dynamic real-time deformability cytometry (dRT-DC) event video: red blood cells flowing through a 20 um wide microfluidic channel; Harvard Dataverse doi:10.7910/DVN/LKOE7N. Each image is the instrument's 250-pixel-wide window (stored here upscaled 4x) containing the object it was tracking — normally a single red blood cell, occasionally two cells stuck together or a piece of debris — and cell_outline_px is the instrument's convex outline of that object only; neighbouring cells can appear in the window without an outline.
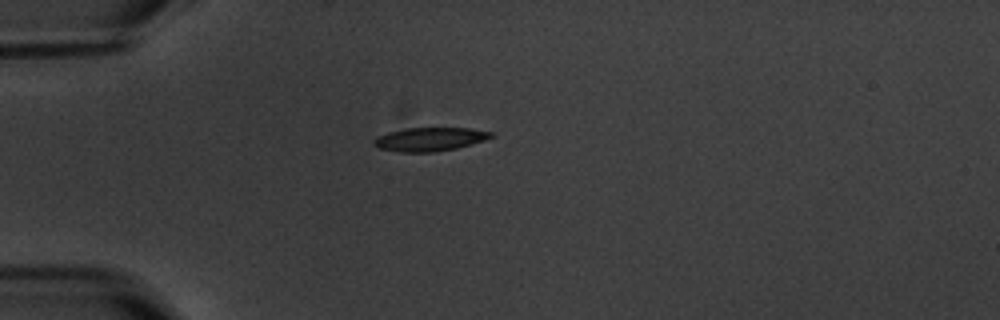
{"species": "common noctule bat (a hibernating species)", "species_latin": "Nyctalus noctula", "temperature_condition": "warm", "stored_images_in_passage": 2, "camera_frame_rate_fps": 3000, "um_per_image_px": 0.085, "animal": {"sex": "male", "body_mass_g": 20.1, "forearm_length_mm": 53.5}, "frame": {"image": 1, "passage_image": 1, "time_ms": 0.0, "image_size_px": [1000, 320], "cell_outline_px": [[496, 136], [484, 140], [456, 148], [432, 152], [400, 152], [380, 148], [372, 140], [376, 136], [388, 132], [404, 128], [468, 128], [496, 132]], "centroid_in_image_um": [36.57, 11.82], "position_along_channel_um": 48.4, "area_um2": 16.13}}